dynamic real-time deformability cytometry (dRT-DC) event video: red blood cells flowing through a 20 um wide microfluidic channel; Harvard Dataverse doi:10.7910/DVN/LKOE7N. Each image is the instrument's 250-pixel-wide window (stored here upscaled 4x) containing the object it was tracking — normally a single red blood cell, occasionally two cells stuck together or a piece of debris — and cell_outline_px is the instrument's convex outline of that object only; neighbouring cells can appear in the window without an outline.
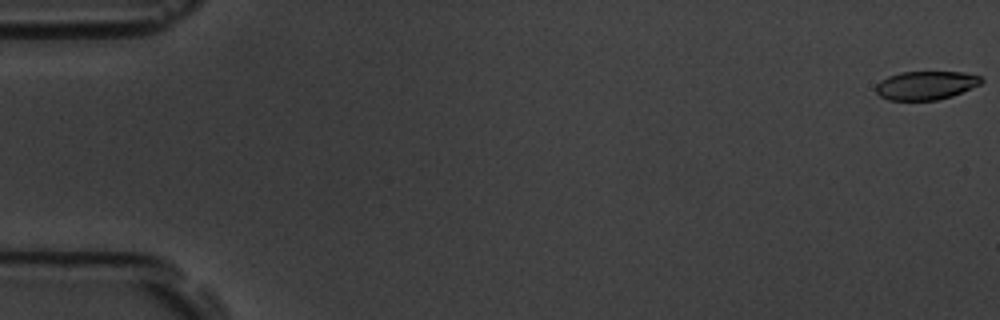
{"species": "common noctule bat (a hibernating species)", "species_latin": "Nyctalus noctula", "temperature_condition": "room temperature", "stored_images_in_passage": 5, "camera_frame_rate_fps": 3000, "um_per_image_px": 0.085, "animal": {"sex": "male", "body_mass_g": 19.5, "forearm_length_mm": 54.6}, "frame": {"image": 1, "passage_image": 1, "time_ms": 0.0, "image_size_px": [1000, 320], "cell_outline_px": [[984, 80], [980, 84], [952, 96], [936, 100], [888, 100], [880, 96], [876, 92], [876, 84], [880, 80], [888, 76], [900, 72], [964, 72], [980, 76]], "centroid_in_image_um": [78.68, 7.25], "position_along_channel_um": 6.3, "area_um2": 17.57}}
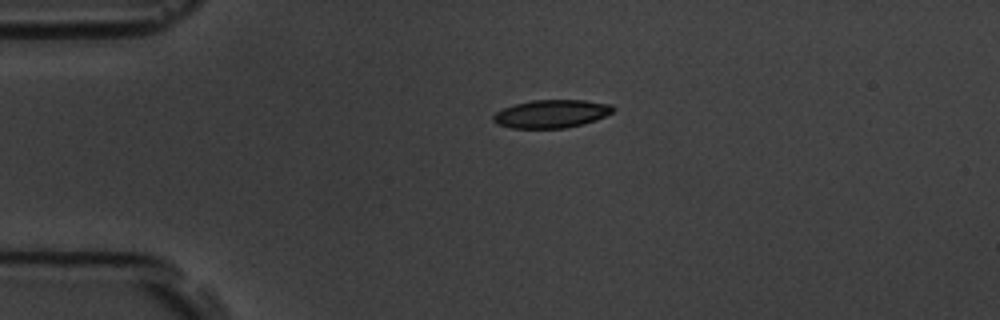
{"frame": {"image": 2, "passage_image": 4, "time_ms": 4.333, "image_size_px": [1000, 320], "cell_outline_px": [[616, 108], [612, 112], [596, 120], [584, 124], [564, 128], [512, 128], [496, 124], [492, 120], [492, 116], [496, 112], [504, 108], [516, 104], [532, 100], [584, 100], [612, 104]], "centroid_in_image_um": [46.88, 9.67], "position_along_channel_um": 38.1, "area_um2": 19.65}}